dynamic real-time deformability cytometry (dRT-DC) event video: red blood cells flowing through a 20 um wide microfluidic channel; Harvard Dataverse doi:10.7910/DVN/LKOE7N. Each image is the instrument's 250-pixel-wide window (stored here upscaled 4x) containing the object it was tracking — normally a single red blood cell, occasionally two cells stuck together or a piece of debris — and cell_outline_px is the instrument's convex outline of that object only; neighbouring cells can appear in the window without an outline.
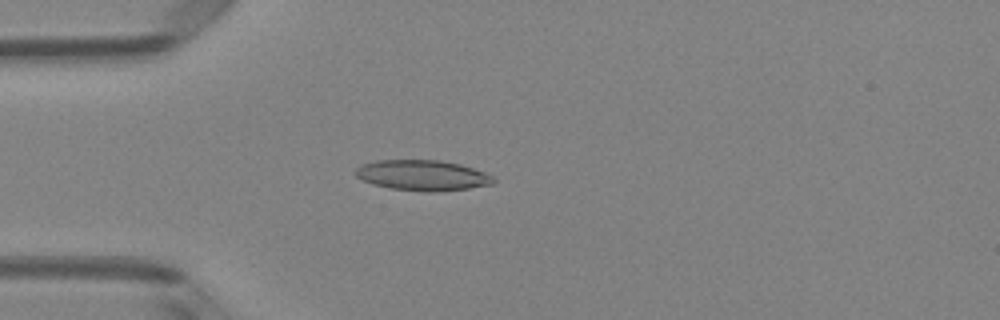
{"species": "Egyptian fruit bat (a non-hibernating species)", "species_latin": "Rousettus aegyptiacus", "temperature_condition": "room temperature", "stored_images_in_passage": 37, "camera_frame_rate_fps": 3000, "um_per_image_px": 0.085, "animal": {"sex": "female"}, "frame": {"image": 1, "passage_image": 1, "time_ms": 0.0, "image_size_px": [1000, 320], "cell_outline_px": [[496, 180], [492, 184], [468, 188], [432, 192], [424, 192], [392, 188], [372, 184], [356, 176], [356, 168], [360, 164], [376, 160], [440, 160], [460, 164], [484, 172], [492, 176]], "centroid_in_image_um": [35.9, 14.89], "position_along_channel_um": 49.1, "area_um2": 24.39}}
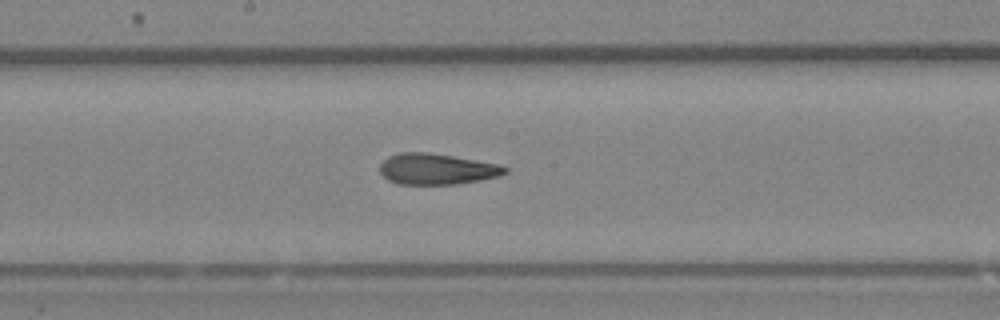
{"frame": {"image": 2, "passage_image": 14, "time_ms": 4.333, "image_size_px": [1000, 320], "cell_outline_px": [[508, 172], [500, 176], [480, 180], [456, 184], [400, 184], [388, 180], [380, 172], [380, 164], [388, 156], [400, 152], [428, 152], [500, 164], [508, 168]], "centroid_in_image_um": [37.14, 14.36], "position_along_channel_um": 211.1, "area_um2": 22.6}}
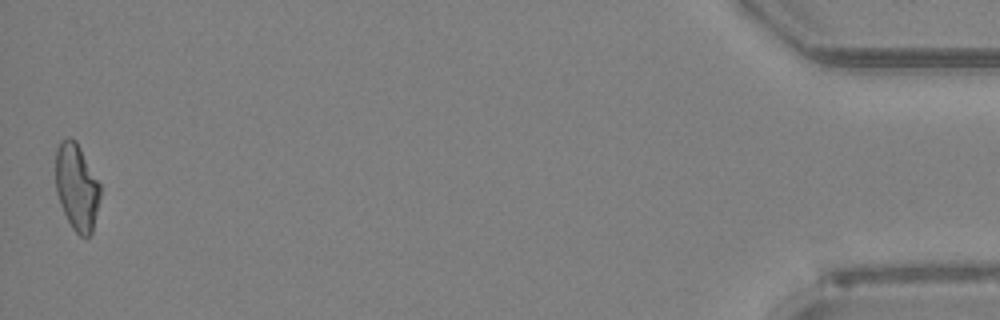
{"frame": {"image": 3, "passage_image": 37, "time_ms": 12.0, "image_size_px": [1000, 320], "cell_outline_px": [[100, 196], [92, 232], [84, 240], [72, 228], [60, 204], [56, 192], [56, 148], [60, 140], [68, 136], [76, 140], [100, 184]], "centroid_in_image_um": [6.51, 15.88], "position_along_channel_um": 428.7, "area_um2": 22.54}, "authors_computed_cell_mechanics": {"area_um2": 22.8888, "velocity_mm_per_s": 4.0431, "shape_relaxation_time_tau1_ms": 6.5016, "shape_relaxation_time_tau2_ms": 2.4812, "deformation_change_tau1": 0.1773, "deformation_change_tau2": 0.1175}}